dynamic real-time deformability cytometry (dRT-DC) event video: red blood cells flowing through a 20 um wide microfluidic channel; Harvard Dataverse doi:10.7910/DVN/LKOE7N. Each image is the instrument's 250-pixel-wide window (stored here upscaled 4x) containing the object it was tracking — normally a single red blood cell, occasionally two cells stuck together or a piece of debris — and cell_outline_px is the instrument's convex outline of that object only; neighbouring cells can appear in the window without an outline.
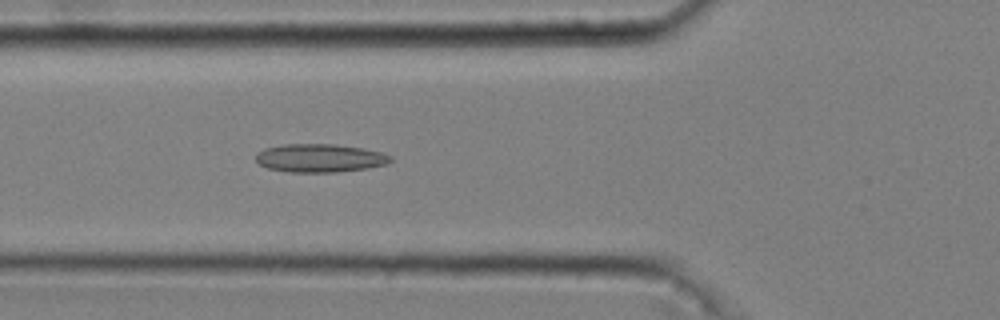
{"species": "common noctule bat (a hibernating species)", "species_latin": "Nyctalus noctula", "temperature_condition": "cold", "stored_images_in_passage": 47, "camera_frame_rate_fps": 3000, "um_per_image_px": 0.085, "animal": {"sex": "male", "body_mass_g": 20.4}, "frame": {"image": 1, "passage_image": 15, "time_ms": 4.667, "image_size_px": [1000, 320], "cell_outline_px": [[392, 160], [388, 164], [368, 168], [336, 172], [288, 172], [268, 168], [260, 164], [256, 160], [256, 152], [264, 148], [284, 144], [336, 144], [384, 152], [392, 156]], "centroid_in_image_um": [27.2, 13.43], "position_along_channel_um": 98.6, "area_um2": 22.37}}
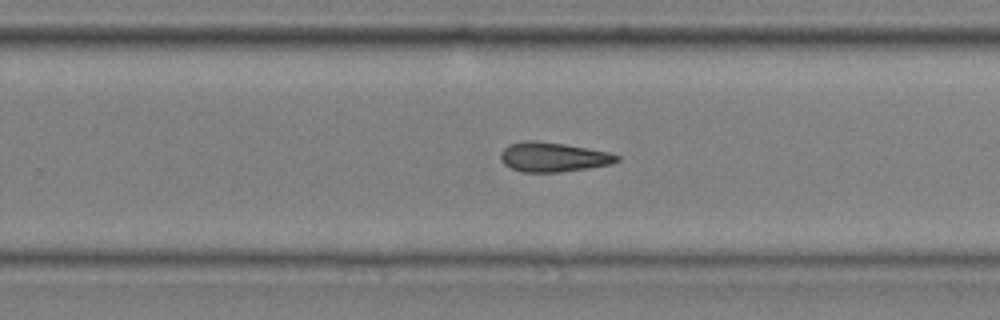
{"frame": {"image": 2, "passage_image": 30, "time_ms": 9.667, "image_size_px": [1000, 320], "cell_outline_px": [[620, 160], [612, 164], [588, 168], [560, 172], [524, 172], [512, 168], [504, 164], [500, 160], [500, 152], [508, 144], [524, 140], [532, 140], [564, 144], [608, 152], [620, 156]], "centroid_in_image_um": [47.0, 13.35], "position_along_channel_um": 282.8, "area_um2": 20.0}}
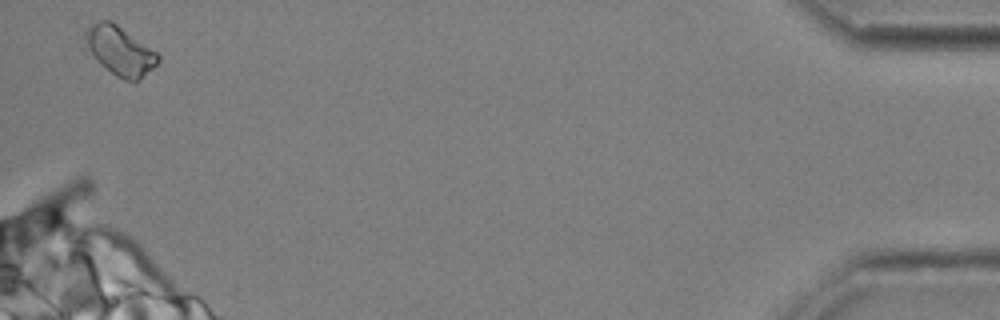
{"frame": {"image": 3, "passage_image": 47, "time_ms": 15.333, "image_size_px": [1000, 320], "cell_outline_px": [[160, 60], [136, 84], [124, 80], [116, 76], [100, 64], [92, 56], [88, 48], [84, 36], [84, 32], [92, 24], [100, 20], [108, 20], [116, 24], [156, 52], [160, 56]], "centroid_in_image_um": [10.19, 4.35], "position_along_channel_um": 425.0, "area_um2": 20.52}}